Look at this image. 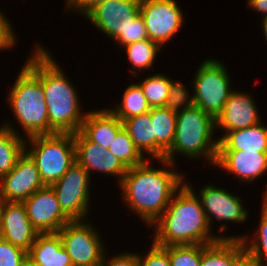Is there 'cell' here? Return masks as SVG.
I'll use <instances>...</instances> for the list:
<instances>
[{"instance_id": "obj_43", "label": "cell", "mask_w": 267, "mask_h": 266, "mask_svg": "<svg viewBox=\"0 0 267 266\" xmlns=\"http://www.w3.org/2000/svg\"><path fill=\"white\" fill-rule=\"evenodd\" d=\"M265 188H267V187H265ZM262 197L263 198H261V199H263L267 203V190L266 189H265V192H263Z\"/></svg>"}, {"instance_id": "obj_16", "label": "cell", "mask_w": 267, "mask_h": 266, "mask_svg": "<svg viewBox=\"0 0 267 266\" xmlns=\"http://www.w3.org/2000/svg\"><path fill=\"white\" fill-rule=\"evenodd\" d=\"M2 239L26 252L39 232L33 227L22 202L0 201Z\"/></svg>"}, {"instance_id": "obj_23", "label": "cell", "mask_w": 267, "mask_h": 266, "mask_svg": "<svg viewBox=\"0 0 267 266\" xmlns=\"http://www.w3.org/2000/svg\"><path fill=\"white\" fill-rule=\"evenodd\" d=\"M149 113L155 136V160L165 159L175 138L177 113L166 107L151 108Z\"/></svg>"}, {"instance_id": "obj_1", "label": "cell", "mask_w": 267, "mask_h": 266, "mask_svg": "<svg viewBox=\"0 0 267 266\" xmlns=\"http://www.w3.org/2000/svg\"><path fill=\"white\" fill-rule=\"evenodd\" d=\"M148 160L141 165L128 168L118 185L127 209L137 214L146 226L152 228L186 178L185 174L174 170L177 163L173 164L165 159L155 160L164 166L155 169L153 163L151 165Z\"/></svg>"}, {"instance_id": "obj_17", "label": "cell", "mask_w": 267, "mask_h": 266, "mask_svg": "<svg viewBox=\"0 0 267 266\" xmlns=\"http://www.w3.org/2000/svg\"><path fill=\"white\" fill-rule=\"evenodd\" d=\"M252 95L241 90H234L223 110L215 119L216 129L223 130L222 137L229 131L248 128L261 122L262 118ZM261 118V119H260Z\"/></svg>"}, {"instance_id": "obj_11", "label": "cell", "mask_w": 267, "mask_h": 266, "mask_svg": "<svg viewBox=\"0 0 267 266\" xmlns=\"http://www.w3.org/2000/svg\"><path fill=\"white\" fill-rule=\"evenodd\" d=\"M142 16L149 40L161 47L183 26V11L175 0H141Z\"/></svg>"}, {"instance_id": "obj_33", "label": "cell", "mask_w": 267, "mask_h": 266, "mask_svg": "<svg viewBox=\"0 0 267 266\" xmlns=\"http://www.w3.org/2000/svg\"><path fill=\"white\" fill-rule=\"evenodd\" d=\"M149 249L145 255L137 253L138 266H171L168 257V246L161 247L152 242Z\"/></svg>"}, {"instance_id": "obj_34", "label": "cell", "mask_w": 267, "mask_h": 266, "mask_svg": "<svg viewBox=\"0 0 267 266\" xmlns=\"http://www.w3.org/2000/svg\"><path fill=\"white\" fill-rule=\"evenodd\" d=\"M26 258L25 250L0 239V266H21Z\"/></svg>"}, {"instance_id": "obj_35", "label": "cell", "mask_w": 267, "mask_h": 266, "mask_svg": "<svg viewBox=\"0 0 267 266\" xmlns=\"http://www.w3.org/2000/svg\"><path fill=\"white\" fill-rule=\"evenodd\" d=\"M14 27L12 26L10 19L0 9V50H12L16 45L17 40L14 33Z\"/></svg>"}, {"instance_id": "obj_14", "label": "cell", "mask_w": 267, "mask_h": 266, "mask_svg": "<svg viewBox=\"0 0 267 266\" xmlns=\"http://www.w3.org/2000/svg\"><path fill=\"white\" fill-rule=\"evenodd\" d=\"M39 234L57 233L72 220L63 212L54 190L46 186L22 202Z\"/></svg>"}, {"instance_id": "obj_21", "label": "cell", "mask_w": 267, "mask_h": 266, "mask_svg": "<svg viewBox=\"0 0 267 266\" xmlns=\"http://www.w3.org/2000/svg\"><path fill=\"white\" fill-rule=\"evenodd\" d=\"M27 257L37 266H73L58 233L39 234Z\"/></svg>"}, {"instance_id": "obj_37", "label": "cell", "mask_w": 267, "mask_h": 266, "mask_svg": "<svg viewBox=\"0 0 267 266\" xmlns=\"http://www.w3.org/2000/svg\"><path fill=\"white\" fill-rule=\"evenodd\" d=\"M107 254L105 253L103 256L102 266H138L137 253L125 251L124 253L121 252V254H115L112 257L106 258Z\"/></svg>"}, {"instance_id": "obj_40", "label": "cell", "mask_w": 267, "mask_h": 266, "mask_svg": "<svg viewBox=\"0 0 267 266\" xmlns=\"http://www.w3.org/2000/svg\"><path fill=\"white\" fill-rule=\"evenodd\" d=\"M261 20H262L261 26H262L263 34L265 36V41L267 42V16L262 17Z\"/></svg>"}, {"instance_id": "obj_8", "label": "cell", "mask_w": 267, "mask_h": 266, "mask_svg": "<svg viewBox=\"0 0 267 266\" xmlns=\"http://www.w3.org/2000/svg\"><path fill=\"white\" fill-rule=\"evenodd\" d=\"M74 220L57 233L73 266H93L102 262L105 243L91 220ZM101 236V237H100Z\"/></svg>"}, {"instance_id": "obj_29", "label": "cell", "mask_w": 267, "mask_h": 266, "mask_svg": "<svg viewBox=\"0 0 267 266\" xmlns=\"http://www.w3.org/2000/svg\"><path fill=\"white\" fill-rule=\"evenodd\" d=\"M172 79L163 73L148 76L137 84L151 108L165 107Z\"/></svg>"}, {"instance_id": "obj_20", "label": "cell", "mask_w": 267, "mask_h": 266, "mask_svg": "<svg viewBox=\"0 0 267 266\" xmlns=\"http://www.w3.org/2000/svg\"><path fill=\"white\" fill-rule=\"evenodd\" d=\"M259 122L248 128L236 129L219 136L218 151H255L267 153V125Z\"/></svg>"}, {"instance_id": "obj_9", "label": "cell", "mask_w": 267, "mask_h": 266, "mask_svg": "<svg viewBox=\"0 0 267 266\" xmlns=\"http://www.w3.org/2000/svg\"><path fill=\"white\" fill-rule=\"evenodd\" d=\"M90 175L77 161L55 183L54 190L63 212L72 220H88L90 212Z\"/></svg>"}, {"instance_id": "obj_27", "label": "cell", "mask_w": 267, "mask_h": 266, "mask_svg": "<svg viewBox=\"0 0 267 266\" xmlns=\"http://www.w3.org/2000/svg\"><path fill=\"white\" fill-rule=\"evenodd\" d=\"M119 49H123L124 53L126 51L127 59L131 64V67H133L131 73L136 77L137 74L140 75V71L144 73L145 70L149 71L151 68V71H154V62L157 55L160 54L158 52H160L162 47L156 42L146 39L130 43ZM137 70H139V72Z\"/></svg>"}, {"instance_id": "obj_32", "label": "cell", "mask_w": 267, "mask_h": 266, "mask_svg": "<svg viewBox=\"0 0 267 266\" xmlns=\"http://www.w3.org/2000/svg\"><path fill=\"white\" fill-rule=\"evenodd\" d=\"M181 81L172 79L165 107L173 112H180L194 106L193 95L188 92L187 86Z\"/></svg>"}, {"instance_id": "obj_7", "label": "cell", "mask_w": 267, "mask_h": 266, "mask_svg": "<svg viewBox=\"0 0 267 266\" xmlns=\"http://www.w3.org/2000/svg\"><path fill=\"white\" fill-rule=\"evenodd\" d=\"M198 66L191 81L194 105L215 119L234 91L228 69L217 59H206Z\"/></svg>"}, {"instance_id": "obj_42", "label": "cell", "mask_w": 267, "mask_h": 266, "mask_svg": "<svg viewBox=\"0 0 267 266\" xmlns=\"http://www.w3.org/2000/svg\"><path fill=\"white\" fill-rule=\"evenodd\" d=\"M21 266H37L33 261H31L28 257L23 261Z\"/></svg>"}, {"instance_id": "obj_26", "label": "cell", "mask_w": 267, "mask_h": 266, "mask_svg": "<svg viewBox=\"0 0 267 266\" xmlns=\"http://www.w3.org/2000/svg\"><path fill=\"white\" fill-rule=\"evenodd\" d=\"M260 222L251 238L247 234L229 235V239H241L247 258L261 266H267V203L262 199ZM251 238V239H250Z\"/></svg>"}, {"instance_id": "obj_2", "label": "cell", "mask_w": 267, "mask_h": 266, "mask_svg": "<svg viewBox=\"0 0 267 266\" xmlns=\"http://www.w3.org/2000/svg\"><path fill=\"white\" fill-rule=\"evenodd\" d=\"M152 226L155 231L152 242L161 247L185 244L209 245L220 239H229L226 234L225 236L221 233L214 234L200 198L188 180L175 192L165 211Z\"/></svg>"}, {"instance_id": "obj_25", "label": "cell", "mask_w": 267, "mask_h": 266, "mask_svg": "<svg viewBox=\"0 0 267 266\" xmlns=\"http://www.w3.org/2000/svg\"><path fill=\"white\" fill-rule=\"evenodd\" d=\"M123 128L144 157L147 154L155 159V136L149 112L125 119Z\"/></svg>"}, {"instance_id": "obj_5", "label": "cell", "mask_w": 267, "mask_h": 266, "mask_svg": "<svg viewBox=\"0 0 267 266\" xmlns=\"http://www.w3.org/2000/svg\"><path fill=\"white\" fill-rule=\"evenodd\" d=\"M215 118L200 107L192 106L177 113L175 138L166 152L165 160L175 164L176 155L190 160L204 159L215 167L218 155L219 139H214Z\"/></svg>"}, {"instance_id": "obj_41", "label": "cell", "mask_w": 267, "mask_h": 266, "mask_svg": "<svg viewBox=\"0 0 267 266\" xmlns=\"http://www.w3.org/2000/svg\"><path fill=\"white\" fill-rule=\"evenodd\" d=\"M239 266H261L257 262H254L250 260L249 258H246Z\"/></svg>"}, {"instance_id": "obj_6", "label": "cell", "mask_w": 267, "mask_h": 266, "mask_svg": "<svg viewBox=\"0 0 267 266\" xmlns=\"http://www.w3.org/2000/svg\"><path fill=\"white\" fill-rule=\"evenodd\" d=\"M25 151L36 162L46 186L58 181L76 161L74 134L71 133L30 136L26 138Z\"/></svg>"}, {"instance_id": "obj_10", "label": "cell", "mask_w": 267, "mask_h": 266, "mask_svg": "<svg viewBox=\"0 0 267 266\" xmlns=\"http://www.w3.org/2000/svg\"><path fill=\"white\" fill-rule=\"evenodd\" d=\"M141 0H105L84 17L119 48L126 46V30L140 14Z\"/></svg>"}, {"instance_id": "obj_13", "label": "cell", "mask_w": 267, "mask_h": 266, "mask_svg": "<svg viewBox=\"0 0 267 266\" xmlns=\"http://www.w3.org/2000/svg\"><path fill=\"white\" fill-rule=\"evenodd\" d=\"M44 187L36 162L24 151L15 167L0 179V201L23 202Z\"/></svg>"}, {"instance_id": "obj_18", "label": "cell", "mask_w": 267, "mask_h": 266, "mask_svg": "<svg viewBox=\"0 0 267 266\" xmlns=\"http://www.w3.org/2000/svg\"><path fill=\"white\" fill-rule=\"evenodd\" d=\"M234 174L239 182L252 183L267 173V153L255 151H218L215 167Z\"/></svg>"}, {"instance_id": "obj_39", "label": "cell", "mask_w": 267, "mask_h": 266, "mask_svg": "<svg viewBox=\"0 0 267 266\" xmlns=\"http://www.w3.org/2000/svg\"><path fill=\"white\" fill-rule=\"evenodd\" d=\"M247 7L267 16V0H247Z\"/></svg>"}, {"instance_id": "obj_22", "label": "cell", "mask_w": 267, "mask_h": 266, "mask_svg": "<svg viewBox=\"0 0 267 266\" xmlns=\"http://www.w3.org/2000/svg\"><path fill=\"white\" fill-rule=\"evenodd\" d=\"M246 258L241 239H220L202 250L201 266H239Z\"/></svg>"}, {"instance_id": "obj_30", "label": "cell", "mask_w": 267, "mask_h": 266, "mask_svg": "<svg viewBox=\"0 0 267 266\" xmlns=\"http://www.w3.org/2000/svg\"><path fill=\"white\" fill-rule=\"evenodd\" d=\"M108 150L127 168L141 165L149 158L141 154L124 128L117 133Z\"/></svg>"}, {"instance_id": "obj_38", "label": "cell", "mask_w": 267, "mask_h": 266, "mask_svg": "<svg viewBox=\"0 0 267 266\" xmlns=\"http://www.w3.org/2000/svg\"><path fill=\"white\" fill-rule=\"evenodd\" d=\"M65 1H66L65 7H67L66 12H69L71 10V13L78 12L80 15H83L84 17L96 5L104 2L105 0H65Z\"/></svg>"}, {"instance_id": "obj_12", "label": "cell", "mask_w": 267, "mask_h": 266, "mask_svg": "<svg viewBox=\"0 0 267 266\" xmlns=\"http://www.w3.org/2000/svg\"><path fill=\"white\" fill-rule=\"evenodd\" d=\"M196 195L200 198L211 229L213 219L220 222L221 226L218 229L221 233L228 228L229 222L230 224H240L248 220L249 211L242 203L241 197L229 193L225 188L208 183L204 187L202 186Z\"/></svg>"}, {"instance_id": "obj_19", "label": "cell", "mask_w": 267, "mask_h": 266, "mask_svg": "<svg viewBox=\"0 0 267 266\" xmlns=\"http://www.w3.org/2000/svg\"><path fill=\"white\" fill-rule=\"evenodd\" d=\"M122 128L123 122L105 107L100 110H88L80 131L90 141L108 150Z\"/></svg>"}, {"instance_id": "obj_28", "label": "cell", "mask_w": 267, "mask_h": 266, "mask_svg": "<svg viewBox=\"0 0 267 266\" xmlns=\"http://www.w3.org/2000/svg\"><path fill=\"white\" fill-rule=\"evenodd\" d=\"M117 104L113 109H108L122 122L125 119L148 113L151 110L141 87L137 83H132L125 88L122 101Z\"/></svg>"}, {"instance_id": "obj_36", "label": "cell", "mask_w": 267, "mask_h": 266, "mask_svg": "<svg viewBox=\"0 0 267 266\" xmlns=\"http://www.w3.org/2000/svg\"><path fill=\"white\" fill-rule=\"evenodd\" d=\"M149 39L142 16L139 14L126 30V45Z\"/></svg>"}, {"instance_id": "obj_24", "label": "cell", "mask_w": 267, "mask_h": 266, "mask_svg": "<svg viewBox=\"0 0 267 266\" xmlns=\"http://www.w3.org/2000/svg\"><path fill=\"white\" fill-rule=\"evenodd\" d=\"M9 122L0 126V179L15 167L17 159L25 151V136Z\"/></svg>"}, {"instance_id": "obj_31", "label": "cell", "mask_w": 267, "mask_h": 266, "mask_svg": "<svg viewBox=\"0 0 267 266\" xmlns=\"http://www.w3.org/2000/svg\"><path fill=\"white\" fill-rule=\"evenodd\" d=\"M207 245L185 244L168 246L171 266H201L202 250Z\"/></svg>"}, {"instance_id": "obj_3", "label": "cell", "mask_w": 267, "mask_h": 266, "mask_svg": "<svg viewBox=\"0 0 267 266\" xmlns=\"http://www.w3.org/2000/svg\"><path fill=\"white\" fill-rule=\"evenodd\" d=\"M7 95V102L25 138L50 134L45 93L42 87V45L37 43Z\"/></svg>"}, {"instance_id": "obj_15", "label": "cell", "mask_w": 267, "mask_h": 266, "mask_svg": "<svg viewBox=\"0 0 267 266\" xmlns=\"http://www.w3.org/2000/svg\"><path fill=\"white\" fill-rule=\"evenodd\" d=\"M76 161L91 175V172L116 176L119 184L128 168L109 150L90 141L81 131L74 134Z\"/></svg>"}, {"instance_id": "obj_4", "label": "cell", "mask_w": 267, "mask_h": 266, "mask_svg": "<svg viewBox=\"0 0 267 266\" xmlns=\"http://www.w3.org/2000/svg\"><path fill=\"white\" fill-rule=\"evenodd\" d=\"M71 83V84H70ZM62 71L56 58L42 47V87L47 104L50 134L80 131L87 114L80 106L77 88ZM79 97V98H78Z\"/></svg>"}, {"instance_id": "obj_45", "label": "cell", "mask_w": 267, "mask_h": 266, "mask_svg": "<svg viewBox=\"0 0 267 266\" xmlns=\"http://www.w3.org/2000/svg\"><path fill=\"white\" fill-rule=\"evenodd\" d=\"M93 266H102V264L100 263V264H96V265H93Z\"/></svg>"}, {"instance_id": "obj_44", "label": "cell", "mask_w": 267, "mask_h": 266, "mask_svg": "<svg viewBox=\"0 0 267 266\" xmlns=\"http://www.w3.org/2000/svg\"><path fill=\"white\" fill-rule=\"evenodd\" d=\"M2 238V231H1V216H0V239Z\"/></svg>"}]
</instances>
